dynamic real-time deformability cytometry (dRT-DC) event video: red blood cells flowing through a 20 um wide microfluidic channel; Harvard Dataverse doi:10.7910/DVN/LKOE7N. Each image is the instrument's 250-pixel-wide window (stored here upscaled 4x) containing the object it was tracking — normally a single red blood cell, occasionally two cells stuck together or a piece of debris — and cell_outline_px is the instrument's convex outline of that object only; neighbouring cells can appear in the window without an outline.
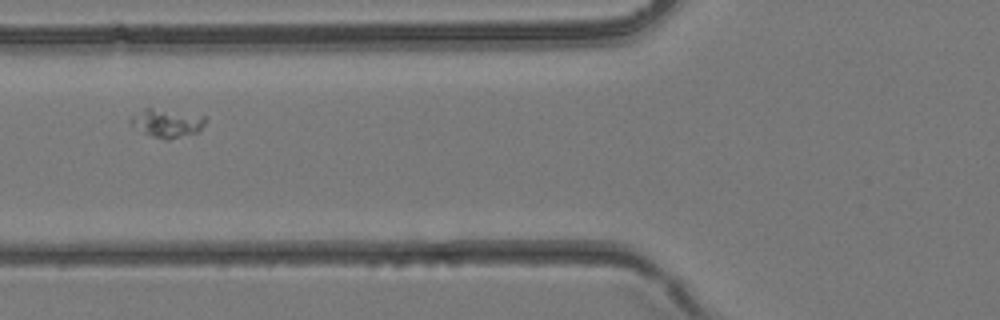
{"species": "common noctule bat (a hibernating species)", "species_latin": "Nyctalus noctula", "temperature_condition": "room temperature", "stored_images_in_passage": 3, "camera_frame_rate_fps": 3000, "um_per_image_px": 0.085, "animal": {"sex": "female", "body_mass_g": 24.6, "forearm_length_mm": 56.2}, "frame": {"image": 1, "passage_image": 2, "time_ms": 0.333, "image_size_px": [1000, 320], "cell_outline_px": [[204, 124], [196, 132], [168, 140], [164, 140], [152, 136], [128, 124], [128, 120], [132, 116], [144, 108], [152, 108], [204, 116]], "centroid_in_image_um": [14.11, 10.47], "position_along_channel_um": 111.7, "area_um2": 12.02}}
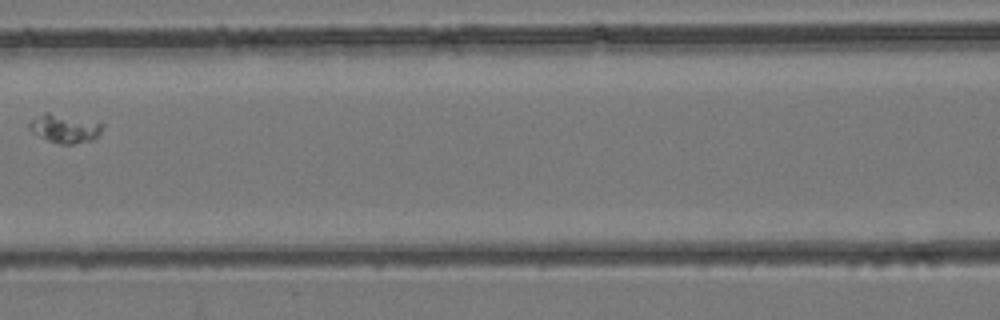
{"frame": {"image": 2, "passage_image": 3, "time_ms": 0.667, "image_size_px": [1000, 320], "cell_outline_px": [[104, 128], [92, 140], [72, 144], [60, 144], [48, 140], [32, 132], [28, 128], [28, 124], [32, 120], [44, 112], [48, 112], [104, 124]], "centroid_in_image_um": [5.48, 10.93], "position_along_channel_um": 161.1, "area_um2": 11.85}}